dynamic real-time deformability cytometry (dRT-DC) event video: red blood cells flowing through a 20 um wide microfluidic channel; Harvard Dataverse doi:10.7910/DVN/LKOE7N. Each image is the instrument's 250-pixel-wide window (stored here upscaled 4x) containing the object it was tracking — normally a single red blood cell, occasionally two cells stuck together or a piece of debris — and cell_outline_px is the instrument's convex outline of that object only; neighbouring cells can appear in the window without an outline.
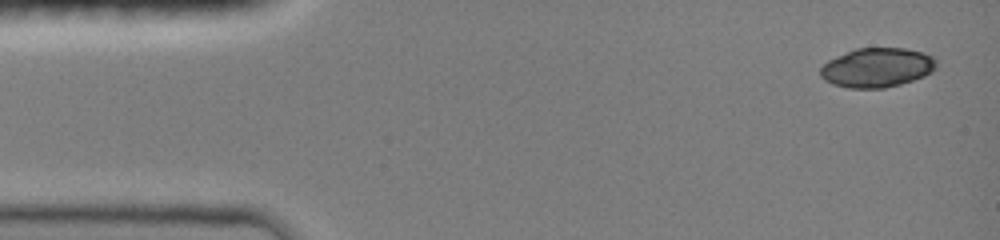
{"species": "common noctule bat (a hibernating species)", "species_latin": "Nyctalus noctula", "temperature_condition": "room temperature", "stored_images_in_passage": 7, "camera_frame_rate_fps": 3000, "um_per_image_px": 0.085, "animal": {"sex": "female", "body_mass_g": 19.0, "forearm_length_mm": 51.5}, "frame": {"image": 1, "passage_image": 1, "time_ms": 0.0, "image_size_px": [1000, 240], "cell_outline_px": [[936, 68], [932, 72], [924, 76], [900, 84], [884, 88], [848, 88], [832, 84], [824, 80], [820, 76], [820, 68], [828, 60], [836, 56], [856, 48], [904, 48], [924, 52], [932, 56], [936, 60]], "centroid_in_image_um": [74.54, 5.74], "position_along_channel_um": 10.5, "area_um2": 26.7}}
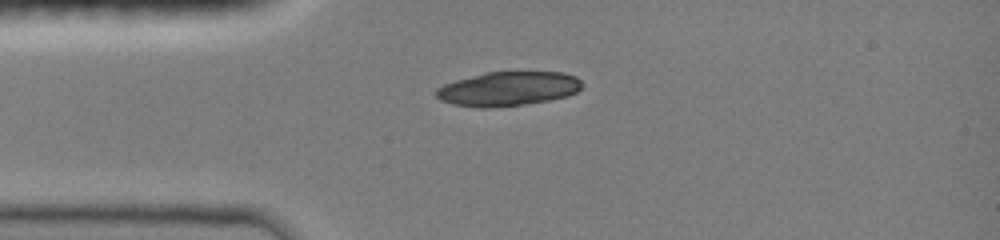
{"frame": {"image": 2, "passage_image": 6, "time_ms": 3.0, "image_size_px": [1000, 240], "cell_outline_px": [[584, 84], [576, 92], [568, 96], [528, 104], [488, 108], [480, 108], [452, 104], [440, 100], [436, 96], [436, 88], [444, 84], [456, 80], [484, 72], [564, 72], [576, 76]], "centroid_in_image_um": [43.19, 7.55], "position_along_channel_um": 41.8, "area_um2": 29.3}}